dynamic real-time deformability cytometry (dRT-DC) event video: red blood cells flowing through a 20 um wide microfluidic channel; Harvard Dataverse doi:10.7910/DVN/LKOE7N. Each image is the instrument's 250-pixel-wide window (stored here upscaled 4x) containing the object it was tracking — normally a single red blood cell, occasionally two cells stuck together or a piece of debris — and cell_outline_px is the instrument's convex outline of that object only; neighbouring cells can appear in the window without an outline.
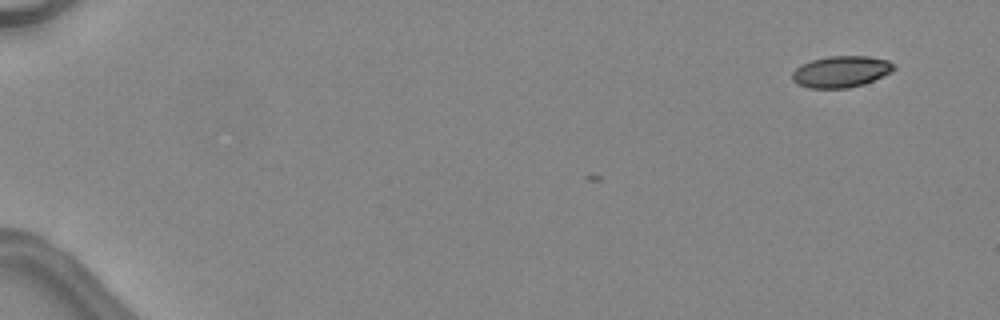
{"species": "common noctule bat (a hibernating species)", "species_latin": "Nyctalus noctula", "temperature_condition": "warm", "stored_images_in_passage": 3, "camera_frame_rate_fps": 3000, "um_per_image_px": 0.085, "animal": {"sex": "female", "body_mass_g": 24.6, "forearm_length_mm": 56.2}, "frame": {"image": 1, "passage_image": 3, "time_ms": 0.667, "image_size_px": [1000, 320], "cell_outline_px": [[896, 68], [892, 72], [864, 84], [848, 88], [808, 88], [796, 84], [792, 80], [792, 72], [800, 64], [812, 60], [828, 56], [868, 56], [888, 60], [896, 64]], "centroid_in_image_um": [71.49, 6.09], "position_along_channel_um": 13.5, "area_um2": 18.84}}